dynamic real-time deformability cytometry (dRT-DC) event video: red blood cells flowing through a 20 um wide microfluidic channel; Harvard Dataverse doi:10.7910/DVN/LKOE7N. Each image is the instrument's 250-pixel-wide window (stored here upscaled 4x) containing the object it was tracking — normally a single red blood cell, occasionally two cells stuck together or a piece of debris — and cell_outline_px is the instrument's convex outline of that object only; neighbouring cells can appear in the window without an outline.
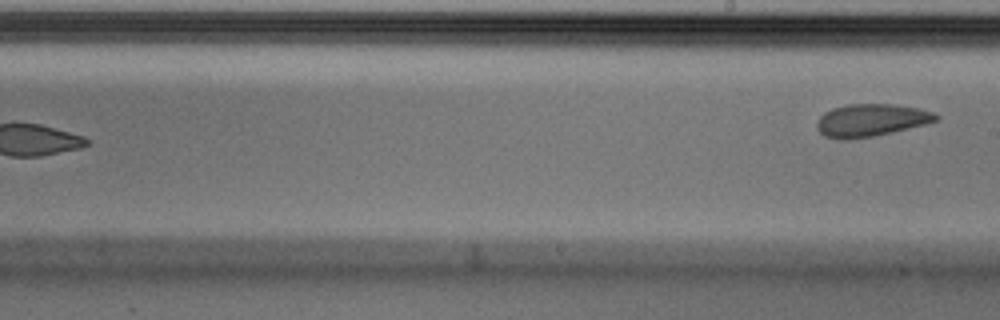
{"species": "Egyptian fruit bat (a non-hibernating species)", "species_latin": "Rousettus aegyptiacus", "temperature_condition": "cold", "stored_images_in_passage": 9, "segment_of_instrument_passage": [2, 2], "camera_frame_rate_fps": 3000, "um_per_image_px": 0.085, "animal": {"sex": "male"}, "frame": {"image": 1, "passage_image": 9, "time_ms": 2.667, "image_size_px": [1000, 320], "cell_outline_px": [[940, 116], [936, 120], [924, 124], [892, 132], [872, 136], [848, 140], [836, 140], [824, 136], [816, 128], [816, 120], [824, 112], [832, 108], [848, 104], [892, 104], [920, 108], [932, 112]], "centroid_in_image_um": [73.97, 10.22], "position_along_channel_um": 215.0, "area_um2": 22.66}}